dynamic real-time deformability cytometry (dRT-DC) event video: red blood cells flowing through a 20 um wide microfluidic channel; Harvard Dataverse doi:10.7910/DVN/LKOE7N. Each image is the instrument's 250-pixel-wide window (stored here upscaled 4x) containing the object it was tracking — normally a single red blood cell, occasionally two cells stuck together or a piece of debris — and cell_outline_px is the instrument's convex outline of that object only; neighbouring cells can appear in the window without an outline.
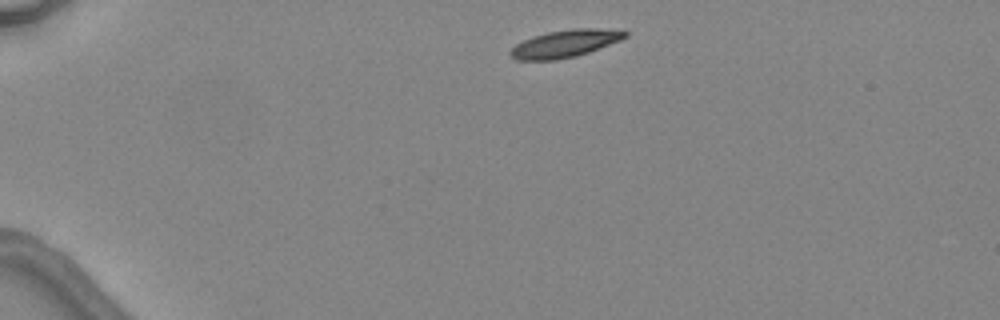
{"species": "common noctule bat (a hibernating species)", "species_latin": "Nyctalus noctula", "temperature_condition": "warm", "stored_images_in_passage": 3, "segment_of_instrument_passage": [2, 2], "camera_frame_rate_fps": 3000, "um_per_image_px": 0.085, "animal": {"sex": "female", "body_mass_g": 24.6, "forearm_length_mm": 56.2}, "frame": {"image": 1, "passage_image": 3, "time_ms": 2.333, "image_size_px": [1000, 320], "cell_outline_px": [[628, 36], [620, 40], [588, 52], [576, 56], [556, 60], [516, 60], [508, 52], [516, 44], [532, 36], [548, 32], [572, 28], [596, 28], [628, 32]], "centroid_in_image_um": [47.99, 3.71], "position_along_channel_um": 37.0, "area_um2": 18.15}}